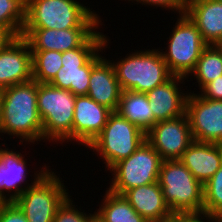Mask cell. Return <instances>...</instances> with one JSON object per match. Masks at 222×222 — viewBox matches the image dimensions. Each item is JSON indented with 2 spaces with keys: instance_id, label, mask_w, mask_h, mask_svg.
Wrapping results in <instances>:
<instances>
[{
  "instance_id": "6da1fadb",
  "label": "cell",
  "mask_w": 222,
  "mask_h": 222,
  "mask_svg": "<svg viewBox=\"0 0 222 222\" xmlns=\"http://www.w3.org/2000/svg\"><path fill=\"white\" fill-rule=\"evenodd\" d=\"M0 136L19 138V145L40 144L43 140V123L37 106V82L31 80L0 90ZM4 134V135H3ZM38 141L40 143H38Z\"/></svg>"
},
{
  "instance_id": "7a4b0ae2",
  "label": "cell",
  "mask_w": 222,
  "mask_h": 222,
  "mask_svg": "<svg viewBox=\"0 0 222 222\" xmlns=\"http://www.w3.org/2000/svg\"><path fill=\"white\" fill-rule=\"evenodd\" d=\"M77 0H27L24 28H102V17ZM93 10V11H92ZM103 23V24H102Z\"/></svg>"
},
{
  "instance_id": "3957f363",
  "label": "cell",
  "mask_w": 222,
  "mask_h": 222,
  "mask_svg": "<svg viewBox=\"0 0 222 222\" xmlns=\"http://www.w3.org/2000/svg\"><path fill=\"white\" fill-rule=\"evenodd\" d=\"M100 29L81 47L62 52V67L49 82L50 85L69 90L75 96L87 95L91 69L103 57L105 50L110 49L111 40Z\"/></svg>"
},
{
  "instance_id": "277c9868",
  "label": "cell",
  "mask_w": 222,
  "mask_h": 222,
  "mask_svg": "<svg viewBox=\"0 0 222 222\" xmlns=\"http://www.w3.org/2000/svg\"><path fill=\"white\" fill-rule=\"evenodd\" d=\"M120 57L110 62L122 92L147 93L173 76L159 48L134 50Z\"/></svg>"
},
{
  "instance_id": "5b68a950",
  "label": "cell",
  "mask_w": 222,
  "mask_h": 222,
  "mask_svg": "<svg viewBox=\"0 0 222 222\" xmlns=\"http://www.w3.org/2000/svg\"><path fill=\"white\" fill-rule=\"evenodd\" d=\"M76 96L69 90L37 82V106L43 123V140L54 144L73 142ZM70 142V143H68Z\"/></svg>"
},
{
  "instance_id": "8992f818",
  "label": "cell",
  "mask_w": 222,
  "mask_h": 222,
  "mask_svg": "<svg viewBox=\"0 0 222 222\" xmlns=\"http://www.w3.org/2000/svg\"><path fill=\"white\" fill-rule=\"evenodd\" d=\"M158 183L173 215L203 214V185L179 159L163 160Z\"/></svg>"
},
{
  "instance_id": "52a82bcc",
  "label": "cell",
  "mask_w": 222,
  "mask_h": 222,
  "mask_svg": "<svg viewBox=\"0 0 222 222\" xmlns=\"http://www.w3.org/2000/svg\"><path fill=\"white\" fill-rule=\"evenodd\" d=\"M146 140V133L134 123L112 112L100 134L91 142V149L103 161L105 171L133 154ZM107 168V169H106Z\"/></svg>"
},
{
  "instance_id": "ba28073f",
  "label": "cell",
  "mask_w": 222,
  "mask_h": 222,
  "mask_svg": "<svg viewBox=\"0 0 222 222\" xmlns=\"http://www.w3.org/2000/svg\"><path fill=\"white\" fill-rule=\"evenodd\" d=\"M173 26L169 37L166 38V50L159 48V51L173 75L187 78L195 69L200 55L208 44L185 13L177 15Z\"/></svg>"
},
{
  "instance_id": "9c48e42d",
  "label": "cell",
  "mask_w": 222,
  "mask_h": 222,
  "mask_svg": "<svg viewBox=\"0 0 222 222\" xmlns=\"http://www.w3.org/2000/svg\"><path fill=\"white\" fill-rule=\"evenodd\" d=\"M163 162L160 154L145 140L129 157L114 164L108 171L111 181L108 188L115 194L123 195L134 187L152 184L158 181Z\"/></svg>"
},
{
  "instance_id": "30bf717a",
  "label": "cell",
  "mask_w": 222,
  "mask_h": 222,
  "mask_svg": "<svg viewBox=\"0 0 222 222\" xmlns=\"http://www.w3.org/2000/svg\"><path fill=\"white\" fill-rule=\"evenodd\" d=\"M57 174L55 169L50 170L14 201L28 222H53L57 210L71 195L64 185L65 180Z\"/></svg>"
},
{
  "instance_id": "8fae6325",
  "label": "cell",
  "mask_w": 222,
  "mask_h": 222,
  "mask_svg": "<svg viewBox=\"0 0 222 222\" xmlns=\"http://www.w3.org/2000/svg\"><path fill=\"white\" fill-rule=\"evenodd\" d=\"M25 157L19 150L15 152V150L9 149L5 141L4 143H0V202H14L51 170L49 168L51 166L46 163L42 167H39L40 170L35 171L38 169L35 168L34 178H32L33 181L30 179V183L27 180L29 179L27 178L29 177L28 174L31 172L28 168L30 165H27L28 161Z\"/></svg>"
},
{
  "instance_id": "7c38bea8",
  "label": "cell",
  "mask_w": 222,
  "mask_h": 222,
  "mask_svg": "<svg viewBox=\"0 0 222 222\" xmlns=\"http://www.w3.org/2000/svg\"><path fill=\"white\" fill-rule=\"evenodd\" d=\"M189 91L186 111L195 141L222 144V100H211Z\"/></svg>"
},
{
  "instance_id": "4fadbf2b",
  "label": "cell",
  "mask_w": 222,
  "mask_h": 222,
  "mask_svg": "<svg viewBox=\"0 0 222 222\" xmlns=\"http://www.w3.org/2000/svg\"><path fill=\"white\" fill-rule=\"evenodd\" d=\"M146 140L163 160L180 159L194 141L187 114L156 122L146 133Z\"/></svg>"
},
{
  "instance_id": "5bb4252c",
  "label": "cell",
  "mask_w": 222,
  "mask_h": 222,
  "mask_svg": "<svg viewBox=\"0 0 222 222\" xmlns=\"http://www.w3.org/2000/svg\"><path fill=\"white\" fill-rule=\"evenodd\" d=\"M184 81L190 80L173 75L169 80L146 93L153 112V125L158 121L174 119L185 114L189 89L188 86H184L186 91L182 89L183 85H186Z\"/></svg>"
},
{
  "instance_id": "9a60e30c",
  "label": "cell",
  "mask_w": 222,
  "mask_h": 222,
  "mask_svg": "<svg viewBox=\"0 0 222 222\" xmlns=\"http://www.w3.org/2000/svg\"><path fill=\"white\" fill-rule=\"evenodd\" d=\"M33 80L31 48L22 36L0 51V90Z\"/></svg>"
},
{
  "instance_id": "2e32d148",
  "label": "cell",
  "mask_w": 222,
  "mask_h": 222,
  "mask_svg": "<svg viewBox=\"0 0 222 222\" xmlns=\"http://www.w3.org/2000/svg\"><path fill=\"white\" fill-rule=\"evenodd\" d=\"M99 28L45 29L23 28L21 36L31 51L65 52L81 47Z\"/></svg>"
},
{
  "instance_id": "e0dca14e",
  "label": "cell",
  "mask_w": 222,
  "mask_h": 222,
  "mask_svg": "<svg viewBox=\"0 0 222 222\" xmlns=\"http://www.w3.org/2000/svg\"><path fill=\"white\" fill-rule=\"evenodd\" d=\"M112 111L88 95L76 96L73 118V141L86 148L100 134Z\"/></svg>"
},
{
  "instance_id": "ac0fdd59",
  "label": "cell",
  "mask_w": 222,
  "mask_h": 222,
  "mask_svg": "<svg viewBox=\"0 0 222 222\" xmlns=\"http://www.w3.org/2000/svg\"><path fill=\"white\" fill-rule=\"evenodd\" d=\"M122 94L114 67L105 55L92 67L87 95L95 102L116 112Z\"/></svg>"
},
{
  "instance_id": "d6986e66",
  "label": "cell",
  "mask_w": 222,
  "mask_h": 222,
  "mask_svg": "<svg viewBox=\"0 0 222 222\" xmlns=\"http://www.w3.org/2000/svg\"><path fill=\"white\" fill-rule=\"evenodd\" d=\"M179 160L204 185L222 165V144L194 140Z\"/></svg>"
},
{
  "instance_id": "ffe728a7",
  "label": "cell",
  "mask_w": 222,
  "mask_h": 222,
  "mask_svg": "<svg viewBox=\"0 0 222 222\" xmlns=\"http://www.w3.org/2000/svg\"><path fill=\"white\" fill-rule=\"evenodd\" d=\"M123 196L147 222H161L173 216L158 181L129 189Z\"/></svg>"
},
{
  "instance_id": "44dd1931",
  "label": "cell",
  "mask_w": 222,
  "mask_h": 222,
  "mask_svg": "<svg viewBox=\"0 0 222 222\" xmlns=\"http://www.w3.org/2000/svg\"><path fill=\"white\" fill-rule=\"evenodd\" d=\"M185 14L197 26L203 40L214 45L222 39V2L188 0Z\"/></svg>"
},
{
  "instance_id": "7402d4cb",
  "label": "cell",
  "mask_w": 222,
  "mask_h": 222,
  "mask_svg": "<svg viewBox=\"0 0 222 222\" xmlns=\"http://www.w3.org/2000/svg\"><path fill=\"white\" fill-rule=\"evenodd\" d=\"M117 112L145 133L153 126V112L146 93L122 92Z\"/></svg>"
},
{
  "instance_id": "603a6c76",
  "label": "cell",
  "mask_w": 222,
  "mask_h": 222,
  "mask_svg": "<svg viewBox=\"0 0 222 222\" xmlns=\"http://www.w3.org/2000/svg\"><path fill=\"white\" fill-rule=\"evenodd\" d=\"M95 213L98 222H147L129 204L123 195L105 190Z\"/></svg>"
},
{
  "instance_id": "cb8c5ba5",
  "label": "cell",
  "mask_w": 222,
  "mask_h": 222,
  "mask_svg": "<svg viewBox=\"0 0 222 222\" xmlns=\"http://www.w3.org/2000/svg\"><path fill=\"white\" fill-rule=\"evenodd\" d=\"M222 75V55L214 45H208L200 55L195 69L190 73L201 90L206 84ZM198 83V84H197Z\"/></svg>"
},
{
  "instance_id": "d4e9b609",
  "label": "cell",
  "mask_w": 222,
  "mask_h": 222,
  "mask_svg": "<svg viewBox=\"0 0 222 222\" xmlns=\"http://www.w3.org/2000/svg\"><path fill=\"white\" fill-rule=\"evenodd\" d=\"M32 75L38 83H49L62 67V52L31 51Z\"/></svg>"
},
{
  "instance_id": "484cf974",
  "label": "cell",
  "mask_w": 222,
  "mask_h": 222,
  "mask_svg": "<svg viewBox=\"0 0 222 222\" xmlns=\"http://www.w3.org/2000/svg\"><path fill=\"white\" fill-rule=\"evenodd\" d=\"M27 0H0V26L15 37L21 36L26 23Z\"/></svg>"
},
{
  "instance_id": "4316f807",
  "label": "cell",
  "mask_w": 222,
  "mask_h": 222,
  "mask_svg": "<svg viewBox=\"0 0 222 222\" xmlns=\"http://www.w3.org/2000/svg\"><path fill=\"white\" fill-rule=\"evenodd\" d=\"M222 212V165L203 185V215L216 217Z\"/></svg>"
},
{
  "instance_id": "83f0119b",
  "label": "cell",
  "mask_w": 222,
  "mask_h": 222,
  "mask_svg": "<svg viewBox=\"0 0 222 222\" xmlns=\"http://www.w3.org/2000/svg\"><path fill=\"white\" fill-rule=\"evenodd\" d=\"M71 197L72 195L59 207L53 222H97L95 211L86 213V210H82L81 205L78 207Z\"/></svg>"
},
{
  "instance_id": "f1b7e54d",
  "label": "cell",
  "mask_w": 222,
  "mask_h": 222,
  "mask_svg": "<svg viewBox=\"0 0 222 222\" xmlns=\"http://www.w3.org/2000/svg\"><path fill=\"white\" fill-rule=\"evenodd\" d=\"M125 2H132L135 4H141V5H145L146 7L149 6H154L153 9L156 8L158 9V7L161 8V10H171V13H175V14H184L186 7H187V2L188 0H124ZM149 5V6H148Z\"/></svg>"
},
{
  "instance_id": "f546056e",
  "label": "cell",
  "mask_w": 222,
  "mask_h": 222,
  "mask_svg": "<svg viewBox=\"0 0 222 222\" xmlns=\"http://www.w3.org/2000/svg\"><path fill=\"white\" fill-rule=\"evenodd\" d=\"M0 222H28L15 202H0Z\"/></svg>"
},
{
  "instance_id": "4dcf8cb0",
  "label": "cell",
  "mask_w": 222,
  "mask_h": 222,
  "mask_svg": "<svg viewBox=\"0 0 222 222\" xmlns=\"http://www.w3.org/2000/svg\"><path fill=\"white\" fill-rule=\"evenodd\" d=\"M197 93L206 99L222 100V75L206 84Z\"/></svg>"
},
{
  "instance_id": "1f68e13d",
  "label": "cell",
  "mask_w": 222,
  "mask_h": 222,
  "mask_svg": "<svg viewBox=\"0 0 222 222\" xmlns=\"http://www.w3.org/2000/svg\"><path fill=\"white\" fill-rule=\"evenodd\" d=\"M184 222H218L216 217L207 215H184Z\"/></svg>"
},
{
  "instance_id": "d6a6232c",
  "label": "cell",
  "mask_w": 222,
  "mask_h": 222,
  "mask_svg": "<svg viewBox=\"0 0 222 222\" xmlns=\"http://www.w3.org/2000/svg\"><path fill=\"white\" fill-rule=\"evenodd\" d=\"M14 38L15 36L8 29L0 26V51Z\"/></svg>"
},
{
  "instance_id": "836d02e7",
  "label": "cell",
  "mask_w": 222,
  "mask_h": 222,
  "mask_svg": "<svg viewBox=\"0 0 222 222\" xmlns=\"http://www.w3.org/2000/svg\"><path fill=\"white\" fill-rule=\"evenodd\" d=\"M161 222H184V215H173L171 218Z\"/></svg>"
},
{
  "instance_id": "e575fe53",
  "label": "cell",
  "mask_w": 222,
  "mask_h": 222,
  "mask_svg": "<svg viewBox=\"0 0 222 222\" xmlns=\"http://www.w3.org/2000/svg\"><path fill=\"white\" fill-rule=\"evenodd\" d=\"M214 46L218 49V51L221 53V55H222V39L221 40H219L218 42H216L215 44H214Z\"/></svg>"
},
{
  "instance_id": "d590c367",
  "label": "cell",
  "mask_w": 222,
  "mask_h": 222,
  "mask_svg": "<svg viewBox=\"0 0 222 222\" xmlns=\"http://www.w3.org/2000/svg\"><path fill=\"white\" fill-rule=\"evenodd\" d=\"M216 218L218 222H222V212L218 216H216Z\"/></svg>"
},
{
  "instance_id": "8d00e7d4",
  "label": "cell",
  "mask_w": 222,
  "mask_h": 222,
  "mask_svg": "<svg viewBox=\"0 0 222 222\" xmlns=\"http://www.w3.org/2000/svg\"><path fill=\"white\" fill-rule=\"evenodd\" d=\"M0 117H1V92H0Z\"/></svg>"
}]
</instances>
